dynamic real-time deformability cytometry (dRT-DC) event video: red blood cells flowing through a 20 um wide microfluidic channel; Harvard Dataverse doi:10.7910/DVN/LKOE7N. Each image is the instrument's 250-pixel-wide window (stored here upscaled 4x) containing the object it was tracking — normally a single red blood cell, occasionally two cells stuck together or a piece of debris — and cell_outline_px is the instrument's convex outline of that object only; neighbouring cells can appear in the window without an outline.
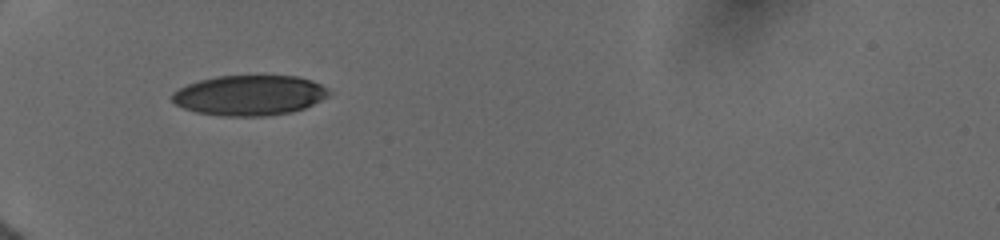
{"species": "human", "species_latin": "Homo sapiens", "temperature_condition": "cold", "stored_images_in_passage": 60, "camera_frame_rate_fps": 3000, "um_per_image_px": 0.085, "donor": {"sex": "female"}, "frame": {"image": 1, "passage_image": 1, "time_ms": 0.0, "image_size_px": [1000, 240], "cell_outline_px": [[332, 92], [328, 96], [304, 108], [292, 112], [264, 116], [220, 116], [196, 112], [184, 108], [176, 104], [172, 100], [172, 92], [188, 84], [200, 80], [216, 76], [264, 72], [296, 76], [312, 80], [328, 88]], "centroid_in_image_um": [21.24, 8.05], "position_along_channel_um": 63.8, "area_um2": 37.86}}
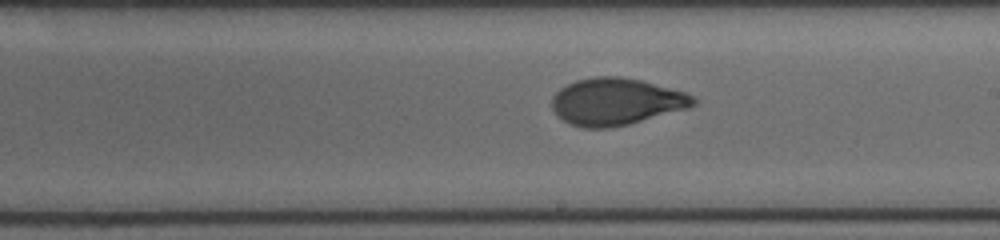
{"frame": {"image": 2, "passage_image": 26, "time_ms": 4.667, "image_size_px": [1000, 240], "cell_outline_px": [[700, 100], [696, 104], [688, 108], [628, 124], [608, 128], [584, 128], [568, 124], [556, 116], [552, 108], [552, 96], [560, 88], [576, 80], [596, 76], [620, 76], [640, 80], [688, 92]], "centroid_in_image_um": [52.37, 8.64], "position_along_channel_um": 236.6, "area_um2": 39.07}}
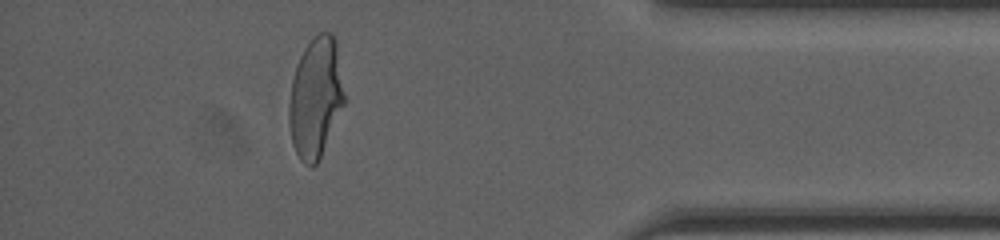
{"frame": {"image": 3, "passage_image": 54, "time_ms": 9.667, "image_size_px": [1000, 240], "cell_outline_px": [[344, 104], [320, 156], [316, 164], [312, 168], [304, 164], [300, 160], [292, 144], [288, 124], [288, 104], [292, 80], [296, 64], [304, 48], [312, 36], [320, 32], [332, 32], [336, 40], [344, 92]], "centroid_in_image_um": [26.8, 8.28], "position_along_channel_um": 408.4, "area_um2": 38.9}, "authors_computed_cell_mechanics": {"area_um2": 38.8416, "velocity_mm_per_s": 3.9881, "shape_relaxation_time_tau1_ms": 4.0853, "shape_relaxation_time_tau2_ms": 0.6182, "deformation_change_tau1": 0.1643, "deformation_change_tau2": 0.0577}}